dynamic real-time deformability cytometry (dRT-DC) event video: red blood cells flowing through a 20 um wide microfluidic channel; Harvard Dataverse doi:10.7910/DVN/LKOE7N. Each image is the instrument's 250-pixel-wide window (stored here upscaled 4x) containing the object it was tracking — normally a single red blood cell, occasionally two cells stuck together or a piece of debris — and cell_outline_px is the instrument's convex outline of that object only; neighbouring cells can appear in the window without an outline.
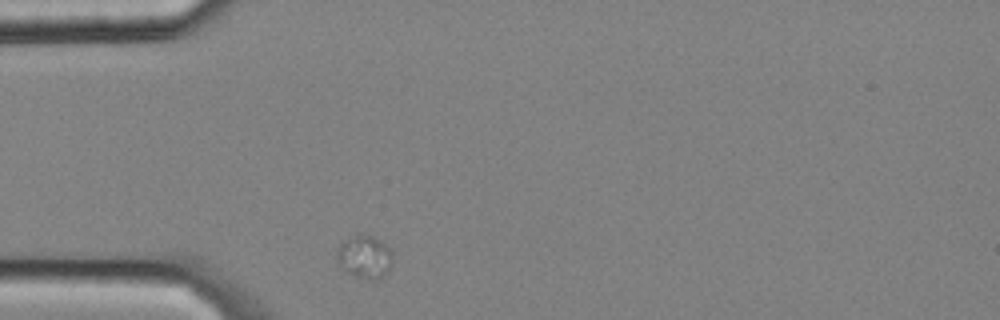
{"species": "common noctule bat (a hibernating species)", "species_latin": "Nyctalus noctula", "temperature_condition": "cold", "stored_images_in_passage": 1, "camera_frame_rate_fps": 3000, "um_per_image_px": 0.085, "animal": {"sex": "male", "body_mass_g": 20.4}, "frame": {"image": 1, "passage_image": 1, "time_ms": 0.0, "image_size_px": [1000, 320], "cell_outline_px": [[392, 268], [384, 276], [376, 280], [368, 280], [356, 276], [348, 272], [336, 260], [336, 252], [340, 244], [356, 236], [372, 236], [380, 240], [392, 252]], "centroid_in_image_um": [31.04, 21.88], "position_along_channel_um": 54.0, "area_um2": 13.7}}